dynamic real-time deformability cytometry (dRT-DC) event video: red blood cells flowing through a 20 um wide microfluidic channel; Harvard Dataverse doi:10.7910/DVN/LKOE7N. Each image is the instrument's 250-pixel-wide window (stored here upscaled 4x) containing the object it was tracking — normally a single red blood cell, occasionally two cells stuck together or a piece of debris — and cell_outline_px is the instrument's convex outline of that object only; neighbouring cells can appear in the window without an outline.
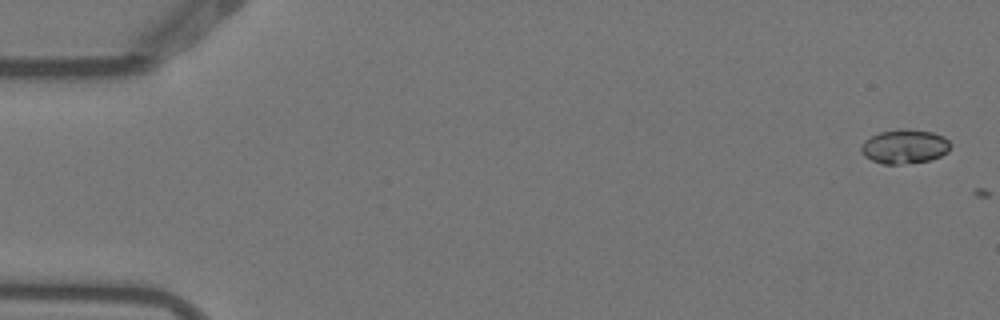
{"species": "Egyptian fruit bat (a non-hibernating species)", "species_latin": "Rousettus aegyptiacus", "temperature_condition": "warm", "stored_images_in_passage": 2, "camera_frame_rate_fps": 3000, "um_per_image_px": 0.085, "animal": {"sex": "female"}, "frame": {"image": 1, "passage_image": 1, "time_ms": 0.0, "image_size_px": [1000, 320], "cell_outline_px": [[952, 144], [948, 152], [932, 160], [900, 164], [884, 164], [872, 160], [864, 156], [860, 152], [860, 148], [864, 140], [880, 132], [900, 128], [908, 128], [932, 132], [944, 136]], "centroid_in_image_um": [76.9, 12.44], "position_along_channel_um": 8.1, "area_um2": 18.03}}